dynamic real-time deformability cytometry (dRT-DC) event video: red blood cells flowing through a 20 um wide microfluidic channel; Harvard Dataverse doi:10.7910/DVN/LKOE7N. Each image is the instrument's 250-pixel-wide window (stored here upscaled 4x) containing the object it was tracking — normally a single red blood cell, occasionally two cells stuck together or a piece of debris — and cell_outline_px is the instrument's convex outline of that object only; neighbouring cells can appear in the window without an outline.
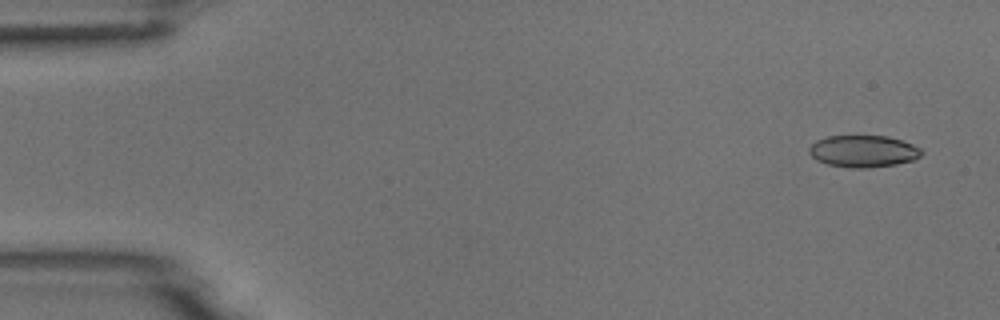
{"species": "common noctule bat (a hibernating species)", "species_latin": "Nyctalus noctula", "temperature_condition": "room temperature", "stored_images_in_passage": 5, "camera_frame_rate_fps": 3000, "um_per_image_px": 0.085, "animal": {"sex": "male", "body_mass_g": 18.8}, "frame": {"image": 1, "passage_image": 1, "time_ms": 0.0, "image_size_px": [1000, 320], "cell_outline_px": [[924, 152], [920, 156], [912, 160], [896, 164], [868, 168], [852, 168], [828, 164], [816, 160], [808, 152], [808, 148], [816, 140], [828, 136], [888, 136], [912, 144], [920, 148]], "centroid_in_image_um": [73.36, 12.85], "position_along_channel_um": 11.6, "area_um2": 20.87}}
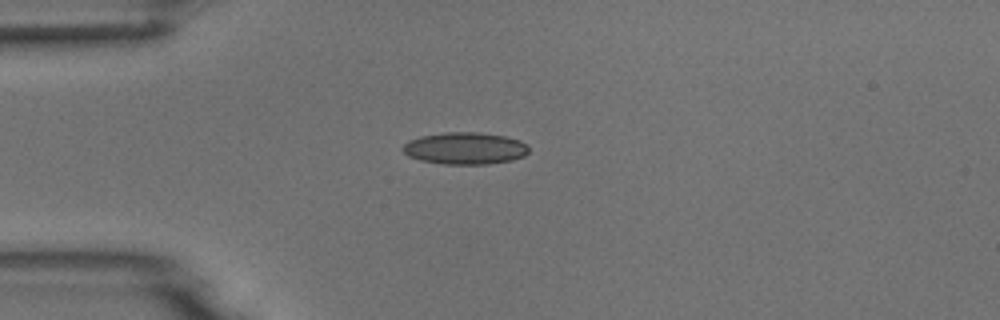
{"frame": {"image": 2, "passage_image": 4, "time_ms": 3.667, "image_size_px": [1000, 320], "cell_outline_px": [[528, 152], [524, 156], [512, 160], [488, 164], [444, 164], [420, 160], [408, 156], [400, 148], [408, 140], [420, 136], [444, 132], [476, 132], [504, 136], [520, 140], [528, 144]], "centroid_in_image_um": [39.51, 12.6], "position_along_channel_um": 45.5, "area_um2": 23.64}}